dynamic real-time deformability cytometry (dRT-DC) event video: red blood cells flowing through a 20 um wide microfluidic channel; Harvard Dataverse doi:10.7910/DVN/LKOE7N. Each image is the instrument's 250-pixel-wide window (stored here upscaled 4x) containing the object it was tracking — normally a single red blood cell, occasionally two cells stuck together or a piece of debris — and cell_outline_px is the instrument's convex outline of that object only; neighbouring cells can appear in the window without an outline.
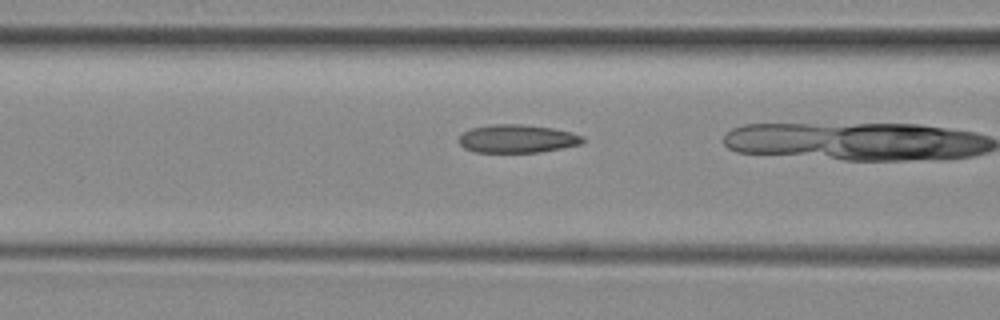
{"species": "common noctule bat (a hibernating species)", "species_latin": "Nyctalus noctula", "temperature_condition": "room temperature", "stored_images_in_passage": 19, "camera_frame_rate_fps": 3000, "um_per_image_px": 0.085, "animal": {"sex": "female", "body_mass_g": 29.2, "forearm_length_mm": 56.3}, "frame": {"image": 1, "passage_image": 18, "time_ms": 5.667, "image_size_px": [1000, 320], "cell_outline_px": [[584, 140], [580, 144], [540, 152], [476, 152], [464, 148], [460, 144], [460, 136], [464, 132], [472, 128], [496, 124], [520, 124], [552, 128], [572, 132], [584, 136]], "centroid_in_image_um": [43.98, 11.79], "position_along_channel_um": 122.6, "area_um2": 20.11}}